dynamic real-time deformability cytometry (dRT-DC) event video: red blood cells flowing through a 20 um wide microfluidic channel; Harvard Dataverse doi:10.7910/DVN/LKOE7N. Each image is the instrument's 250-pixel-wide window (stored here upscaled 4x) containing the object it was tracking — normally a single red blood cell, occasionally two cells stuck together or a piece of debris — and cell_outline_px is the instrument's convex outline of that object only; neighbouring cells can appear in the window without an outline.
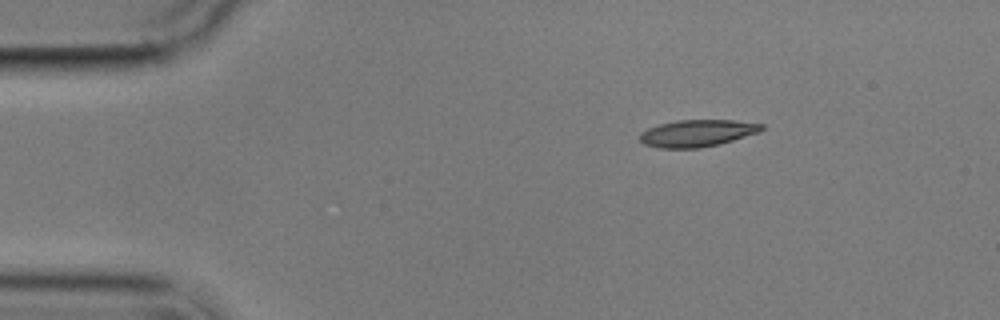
{"species": "common noctule bat (a hibernating species)", "species_latin": "Nyctalus noctula", "temperature_condition": "cold", "stored_images_in_passage": 4, "segment_of_instrument_passage": [1, 2], "camera_frame_rate_fps": 3000, "um_per_image_px": 0.085, "animal": {"sex": "male", "body_mass_g": 17.9}, "frame": {"image": 1, "passage_image": 1, "time_ms": 0.0, "image_size_px": [1000, 320], "cell_outline_px": [[764, 128], [760, 132], [720, 144], [700, 148], [660, 148], [644, 144], [640, 140], [640, 132], [648, 128], [660, 124], [676, 120], [732, 120], [764, 124]], "centroid_in_image_um": [59.27, 11.32], "position_along_channel_um": 25.7, "area_um2": 19.19}}